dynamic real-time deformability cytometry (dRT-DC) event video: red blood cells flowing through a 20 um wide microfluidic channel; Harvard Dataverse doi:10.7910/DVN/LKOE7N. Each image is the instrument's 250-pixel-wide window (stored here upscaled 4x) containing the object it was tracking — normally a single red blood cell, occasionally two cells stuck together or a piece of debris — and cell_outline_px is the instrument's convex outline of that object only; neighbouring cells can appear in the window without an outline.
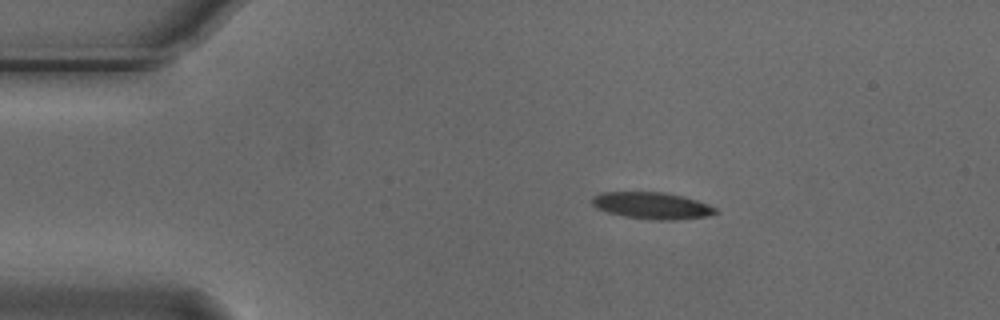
{"species": "Egyptian fruit bat (a non-hibernating species)", "species_latin": "Rousettus aegyptiacus", "temperature_condition": "cold", "stored_images_in_passage": 5, "camera_frame_rate_fps": 3000, "um_per_image_px": 0.085, "animal": {"sex": "male"}, "frame": {"image": 1, "passage_image": 1, "time_ms": 0.0, "image_size_px": [1000, 320], "cell_outline_px": [[716, 212], [708, 216], [676, 220], [648, 220], [624, 216], [608, 212], [596, 208], [592, 204], [592, 196], [600, 192], [660, 192], [680, 196], [696, 200], [708, 204], [716, 208]], "centroid_in_image_um": [55.38, 17.48], "position_along_channel_um": 29.6, "area_um2": 19.19}}
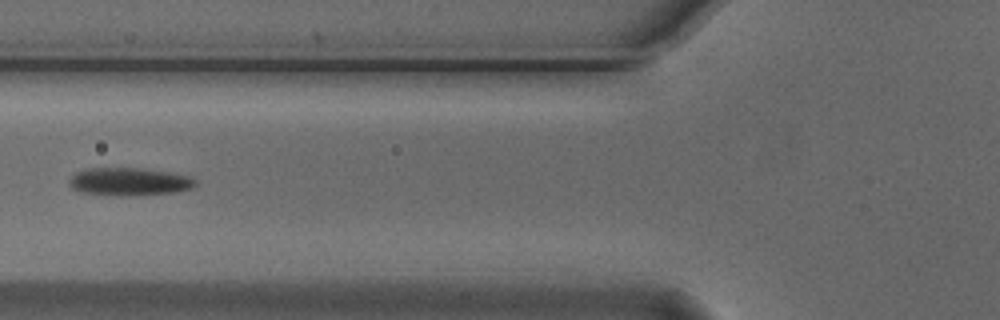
{"frame": {"image": 2, "passage_image": 4, "time_ms": 1.0, "image_size_px": [1000, 320], "cell_outline_px": [[196, 184], [192, 188], [172, 192], [132, 196], [112, 196], [80, 192], [72, 188], [68, 184], [68, 180], [76, 172], [84, 168], [140, 168], [172, 172], [188, 176], [196, 180]], "centroid_in_image_um": [10.94, 15.44], "position_along_channel_um": 114.9, "area_um2": 20.75}}
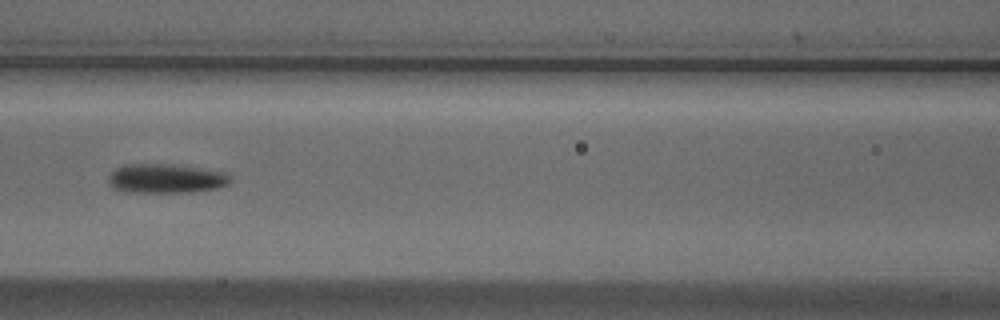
{"frame": {"image": 3, "passage_image": 5, "time_ms": 1.333, "image_size_px": [1000, 320], "cell_outline_px": [[232, 180], [228, 184], [216, 188], [196, 192], [124, 192], [112, 188], [108, 180], [108, 176], [116, 168], [124, 164], [176, 164], [224, 172], [232, 176]], "centroid_in_image_um": [14.1, 15.17], "position_along_channel_um": 152.5, "area_um2": 21.04}}